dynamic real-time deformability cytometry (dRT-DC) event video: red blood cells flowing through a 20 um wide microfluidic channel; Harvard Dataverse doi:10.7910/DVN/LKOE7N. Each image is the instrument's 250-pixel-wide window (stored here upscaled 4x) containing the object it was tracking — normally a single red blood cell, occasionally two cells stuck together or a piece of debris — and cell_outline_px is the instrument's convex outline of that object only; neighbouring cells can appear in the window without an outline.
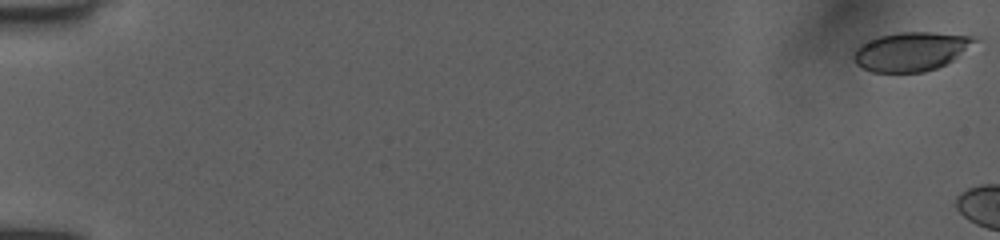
{"species": "human", "species_latin": "Homo sapiens", "temperature_condition": "room temperature", "stored_images_in_passage": 7, "camera_frame_rate_fps": 3000, "um_per_image_px": 0.085, "donor": {"sex": "female"}, "frame": {"image": 1, "passage_image": 1, "time_ms": 0.0, "image_size_px": [1000, 240], "cell_outline_px": [[980, 40], [952, 60], [936, 68], [924, 72], [872, 72], [856, 64], [852, 60], [852, 56], [856, 48], [860, 44], [880, 36], [900, 32], [932, 32], [980, 36]], "centroid_in_image_um": [77.46, 4.36], "position_along_channel_um": 7.5, "area_um2": 27.57}}